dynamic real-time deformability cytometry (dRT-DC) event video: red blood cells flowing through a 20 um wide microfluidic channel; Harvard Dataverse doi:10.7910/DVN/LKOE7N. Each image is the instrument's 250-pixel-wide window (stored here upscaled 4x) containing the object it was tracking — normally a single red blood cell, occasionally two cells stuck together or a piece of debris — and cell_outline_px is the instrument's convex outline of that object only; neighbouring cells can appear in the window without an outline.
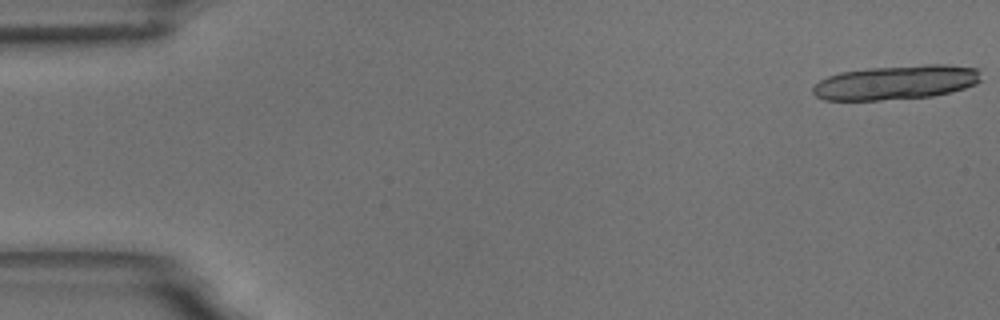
{"species": "common noctule bat (a hibernating species)", "species_latin": "Nyctalus noctula", "temperature_condition": "room temperature", "stored_images_in_passage": 19, "camera_frame_rate_fps": 3000, "um_per_image_px": 0.085, "animal": {"sex": "male", "body_mass_g": 18.8}, "frame": {"image": 1, "passage_image": 1, "time_ms": 0.0, "image_size_px": [1000, 320], "cell_outline_px": [[980, 80], [976, 84], [964, 88], [932, 96], [880, 100], [824, 100], [816, 96], [812, 92], [812, 88], [820, 80], [828, 76], [840, 72], [868, 68], [924, 64], [944, 64], [980, 68]], "centroid_in_image_um": [76.17, 6.99], "position_along_channel_um": 8.8, "area_um2": 33.7}}